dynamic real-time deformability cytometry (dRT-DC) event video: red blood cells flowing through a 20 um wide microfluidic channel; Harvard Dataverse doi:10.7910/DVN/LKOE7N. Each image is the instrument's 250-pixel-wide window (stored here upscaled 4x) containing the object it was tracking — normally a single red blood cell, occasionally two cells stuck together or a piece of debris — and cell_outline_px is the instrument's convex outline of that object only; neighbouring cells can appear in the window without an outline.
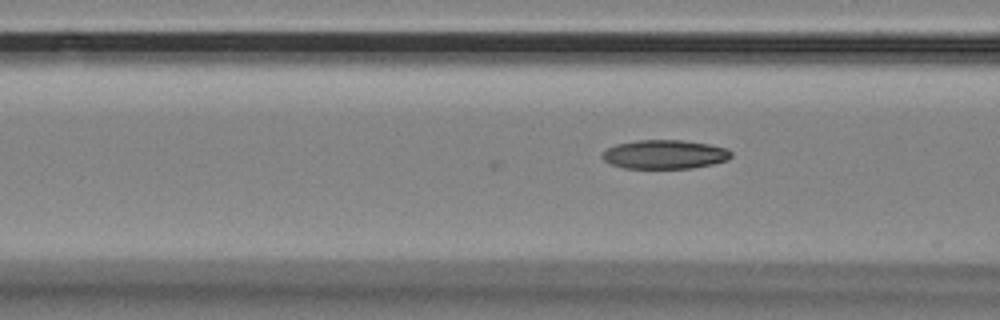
{"species": "Egyptian fruit bat (a non-hibernating species)", "species_latin": "Rousettus aegyptiacus", "temperature_condition": "room temperature", "stored_images_in_passage": 4, "camera_frame_rate_fps": 3000, "um_per_image_px": 0.085, "animal": {"sex": "female"}, "frame": {"image": 1, "passage_image": 4, "time_ms": 1.0, "image_size_px": [1000, 320], "cell_outline_px": [[732, 156], [728, 160], [712, 164], [692, 168], [624, 168], [608, 164], [600, 156], [608, 148], [616, 144], [636, 140], [680, 140], [708, 144], [728, 148], [732, 152]], "centroid_in_image_um": [56.49, 13.12], "position_along_channel_um": 110.1, "area_um2": 21.85}}